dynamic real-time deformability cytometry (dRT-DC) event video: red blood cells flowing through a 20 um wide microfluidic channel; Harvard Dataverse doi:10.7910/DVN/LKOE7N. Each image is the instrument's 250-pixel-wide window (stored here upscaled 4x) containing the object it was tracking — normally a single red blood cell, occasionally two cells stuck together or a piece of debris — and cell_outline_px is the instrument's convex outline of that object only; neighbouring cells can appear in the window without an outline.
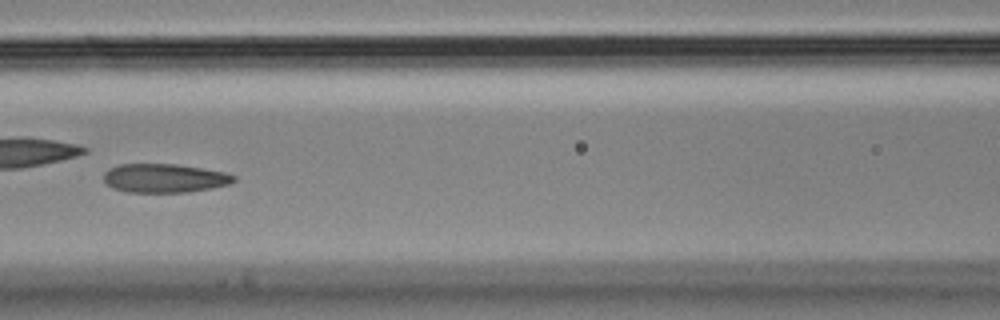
{"species": "Egyptian fruit bat (a non-hibernating species)", "species_latin": "Rousettus aegyptiacus", "temperature_condition": "cold", "stored_images_in_passage": 48, "camera_frame_rate_fps": 3000, "um_per_image_px": 0.085, "animal": {"sex": "male"}, "frame": {"image": 1, "passage_image": 21, "time_ms": 6.667, "image_size_px": [1000, 320], "cell_outline_px": [[236, 180], [228, 184], [212, 188], [188, 192], [128, 192], [112, 188], [104, 184], [104, 172], [120, 164], [176, 164], [224, 172], [236, 176]], "centroid_in_image_um": [13.96, 15.15], "position_along_channel_um": 152.6, "area_um2": 21.79}, "authors_computed_cell_mechanics": {"area_um2": 22.7732, "velocity_mm_per_s": 3.6221, "shape_relaxation_time_tau1_ms": null, "shape_relaxation_time_tau2_ms": 1.9636, "deformation_change_tau1": null, "deformation_change_tau2": 0.0765}}